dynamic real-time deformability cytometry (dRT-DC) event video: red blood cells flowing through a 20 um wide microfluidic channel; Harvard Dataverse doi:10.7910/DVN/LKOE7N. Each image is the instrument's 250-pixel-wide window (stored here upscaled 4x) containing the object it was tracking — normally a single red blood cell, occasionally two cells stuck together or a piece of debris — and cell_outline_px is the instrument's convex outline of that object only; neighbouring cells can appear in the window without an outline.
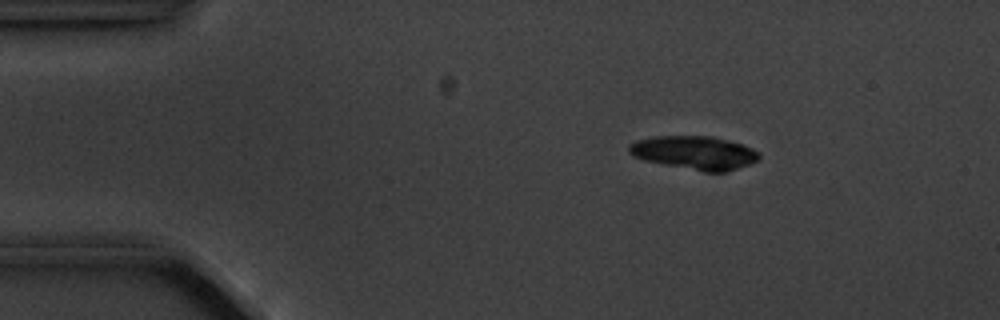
{"species": "common noctule bat (a hibernating species)", "species_latin": "Nyctalus noctula", "temperature_condition": "cold", "stored_images_in_passage": 5, "camera_frame_rate_fps": 3000, "um_per_image_px": 0.085, "animal": {"sex": "male", "body_mass_g": 20.1, "forearm_length_mm": 53.5}, "frame": {"image": 1, "passage_image": 2, "time_ms": 1.0, "image_size_px": [1000, 320], "cell_outline_px": [[760, 156], [756, 160], [748, 164], [724, 172], [704, 172], [644, 160], [632, 156], [628, 152], [628, 144], [636, 140], [656, 136], [712, 136], [728, 140], [752, 148], [760, 152]], "centroid_in_image_um": [58.99, 12.97], "position_along_channel_um": 26.0, "area_um2": 25.26}}